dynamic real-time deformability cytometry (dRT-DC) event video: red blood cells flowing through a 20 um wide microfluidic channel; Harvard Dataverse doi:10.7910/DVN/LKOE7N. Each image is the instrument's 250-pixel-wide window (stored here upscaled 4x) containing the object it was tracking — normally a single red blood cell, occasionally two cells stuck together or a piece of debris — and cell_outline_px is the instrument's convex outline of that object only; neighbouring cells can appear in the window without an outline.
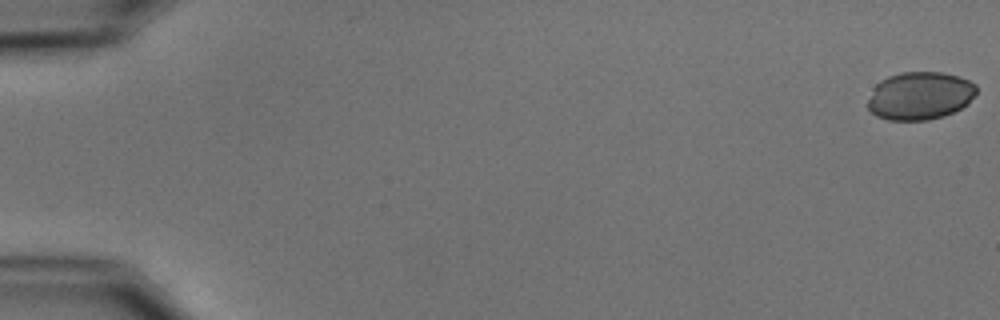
{"species": "common noctule bat (a hibernating species)", "species_latin": "Nyctalus noctula", "temperature_condition": "cold", "stored_images_in_passage": 6, "segment_of_instrument_passage": [1, 2], "camera_frame_rate_fps": 3000, "um_per_image_px": 0.085, "animal": {"sex": "male", "body_mass_g": 15.6}, "frame": {"image": 1, "passage_image": 1, "time_ms": 0.0, "image_size_px": [1000, 320], "cell_outline_px": [[976, 92], [968, 104], [944, 116], [928, 120], [888, 120], [876, 116], [868, 108], [868, 100], [876, 84], [880, 80], [888, 76], [900, 72], [940, 72], [956, 76], [968, 80], [976, 84]], "centroid_in_image_um": [78.18, 8.14], "position_along_channel_um": 6.8, "area_um2": 30.29}}